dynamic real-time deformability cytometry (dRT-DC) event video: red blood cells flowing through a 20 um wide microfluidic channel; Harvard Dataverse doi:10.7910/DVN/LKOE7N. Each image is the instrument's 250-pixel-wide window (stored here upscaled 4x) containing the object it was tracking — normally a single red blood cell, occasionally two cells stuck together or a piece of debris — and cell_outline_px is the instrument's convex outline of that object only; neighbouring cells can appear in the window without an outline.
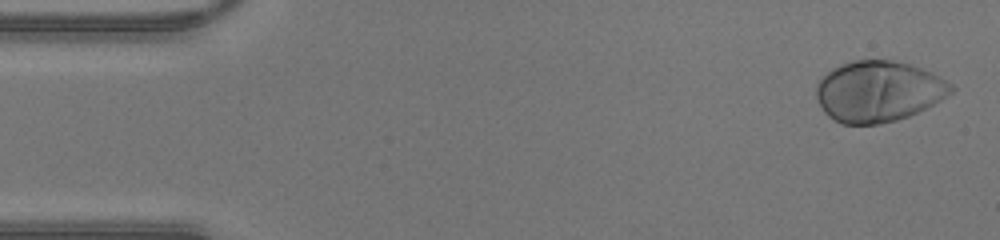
{"species": "human", "species_latin": "Homo sapiens", "temperature_condition": "warm", "stored_images_in_passage": 45, "camera_frame_rate_fps": 3000, "um_per_image_px": 0.085, "donor": {"sex": "male"}, "frame": {"image": 1, "passage_image": 2, "time_ms": 0.333, "image_size_px": [1000, 240], "cell_outline_px": [[956, 88], [952, 92], [940, 100], [908, 116], [896, 120], [880, 124], [840, 124], [828, 116], [824, 112], [816, 96], [816, 84], [820, 76], [832, 68], [840, 64], [852, 60], [892, 60], [908, 64], [932, 72], [952, 84]], "centroid_in_image_um": [74.63, 7.76], "position_along_channel_um": 10.4, "area_um2": 47.97}}
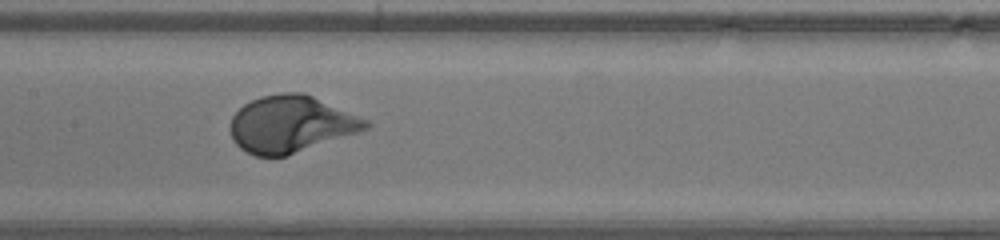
{"frame": {"image": 2, "passage_image": 22, "time_ms": 7.0, "image_size_px": [1000, 240], "cell_outline_px": [[372, 124], [368, 128], [284, 156], [256, 156], [240, 148], [232, 140], [228, 128], [232, 116], [244, 104], [260, 96], [284, 92], [304, 92], [368, 120]], "centroid_in_image_um": [24.67, 10.53], "position_along_channel_um": 182.7, "area_um2": 44.39}}
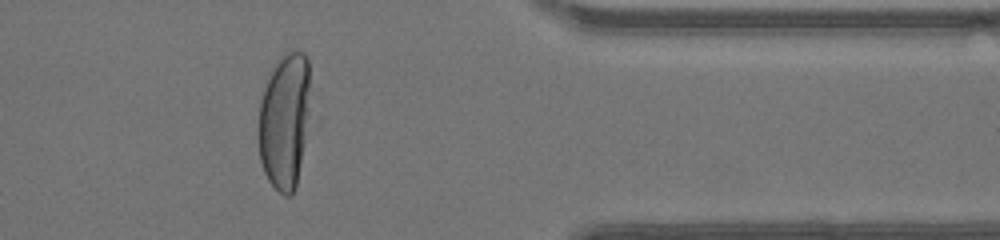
{"frame": {"image": 3, "passage_image": 37, "time_ms": 12.0, "image_size_px": [1000, 240], "cell_outline_px": [[308, 88], [304, 140], [296, 188], [288, 196], [284, 196], [268, 180], [264, 172], [260, 160], [256, 136], [256, 132], [260, 100], [268, 76], [276, 60], [284, 52], [304, 52], [308, 56]], "centroid_in_image_um": [24.11, 10.26], "position_along_channel_um": 387.3, "area_um2": 40.75}}